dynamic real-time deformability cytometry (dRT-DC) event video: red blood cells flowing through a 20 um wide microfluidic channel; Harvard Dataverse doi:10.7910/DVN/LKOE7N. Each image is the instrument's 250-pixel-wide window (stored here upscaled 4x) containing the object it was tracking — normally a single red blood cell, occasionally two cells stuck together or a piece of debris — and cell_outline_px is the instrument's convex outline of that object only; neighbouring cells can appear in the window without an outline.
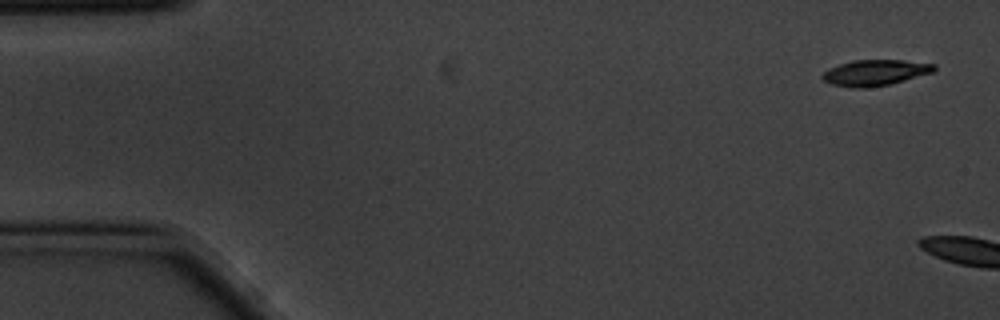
{"species": "common noctule bat (a hibernating species)", "species_latin": "Nyctalus noctula", "temperature_condition": "cold", "stored_images_in_passage": 5, "camera_frame_rate_fps": 3000, "um_per_image_px": 0.085, "animal": {"sex": "male", "body_mass_g": 20.1, "forearm_length_mm": 53.5}, "frame": {"image": 1, "passage_image": 1, "time_ms": 0.0, "image_size_px": [1000, 320], "cell_outline_px": [[936, 72], [888, 84], [864, 88], [852, 88], [832, 84], [824, 80], [820, 76], [828, 68], [852, 60], [904, 60], [936, 64]], "centroid_in_image_um": [74.4, 6.17], "position_along_channel_um": 10.6, "area_um2": 16.88}}